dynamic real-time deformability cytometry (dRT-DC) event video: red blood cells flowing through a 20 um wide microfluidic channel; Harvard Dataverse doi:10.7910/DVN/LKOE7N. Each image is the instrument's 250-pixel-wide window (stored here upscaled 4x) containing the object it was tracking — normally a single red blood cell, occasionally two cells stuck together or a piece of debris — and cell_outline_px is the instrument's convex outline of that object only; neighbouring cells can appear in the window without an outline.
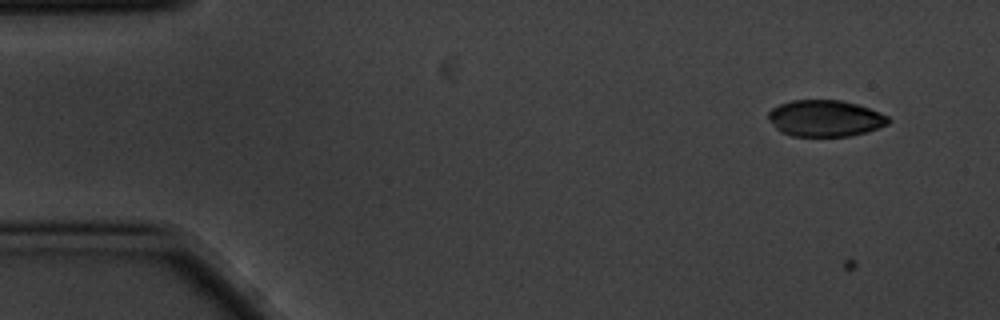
{"species": "common noctule bat (a hibernating species)", "species_latin": "Nyctalus noctula", "temperature_condition": "cold", "stored_images_in_passage": 4, "camera_frame_rate_fps": 3000, "um_per_image_px": 0.085, "animal": {"sex": "male", "body_mass_g": 20.1, "forearm_length_mm": 53.5}, "frame": {"image": 1, "passage_image": 2, "time_ms": 0.333, "image_size_px": [1000, 320], "cell_outline_px": [[892, 120], [888, 124], [864, 132], [848, 136], [792, 136], [780, 132], [768, 120], [768, 112], [772, 108], [780, 104], [792, 100], [840, 100], [856, 104], [880, 112], [888, 116]], "centroid_in_image_um": [70.11, 10.05], "position_along_channel_um": 14.9, "area_um2": 25.43}}